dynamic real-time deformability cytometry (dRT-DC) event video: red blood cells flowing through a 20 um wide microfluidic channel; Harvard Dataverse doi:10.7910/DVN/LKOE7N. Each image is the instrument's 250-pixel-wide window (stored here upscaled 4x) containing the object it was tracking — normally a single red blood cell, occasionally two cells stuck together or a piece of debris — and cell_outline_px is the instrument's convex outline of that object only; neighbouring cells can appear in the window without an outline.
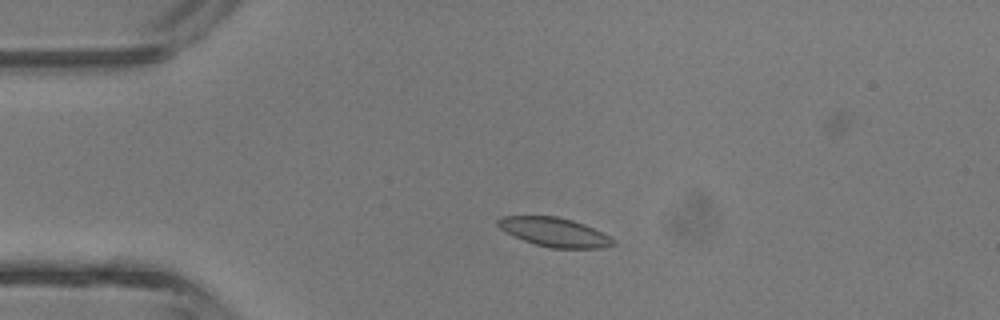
{"species": "common noctule bat (a hibernating species)", "species_latin": "Nyctalus noctula", "temperature_condition": "room temperature", "stored_images_in_passage": 3, "camera_frame_rate_fps": 3000, "um_per_image_px": 0.085, "animal": {"sex": "male", "body_mass_g": 13.3}, "frame": {"image": 1, "passage_image": 2, "time_ms": 1.0, "image_size_px": [1000, 320], "cell_outline_px": [[616, 244], [600, 248], [552, 248], [536, 244], [524, 240], [504, 232], [496, 224], [496, 220], [500, 216], [556, 216], [572, 220], [584, 224], [616, 240]], "centroid_in_image_um": [47.09, 19.72], "position_along_channel_um": 37.9, "area_um2": 19.36}}